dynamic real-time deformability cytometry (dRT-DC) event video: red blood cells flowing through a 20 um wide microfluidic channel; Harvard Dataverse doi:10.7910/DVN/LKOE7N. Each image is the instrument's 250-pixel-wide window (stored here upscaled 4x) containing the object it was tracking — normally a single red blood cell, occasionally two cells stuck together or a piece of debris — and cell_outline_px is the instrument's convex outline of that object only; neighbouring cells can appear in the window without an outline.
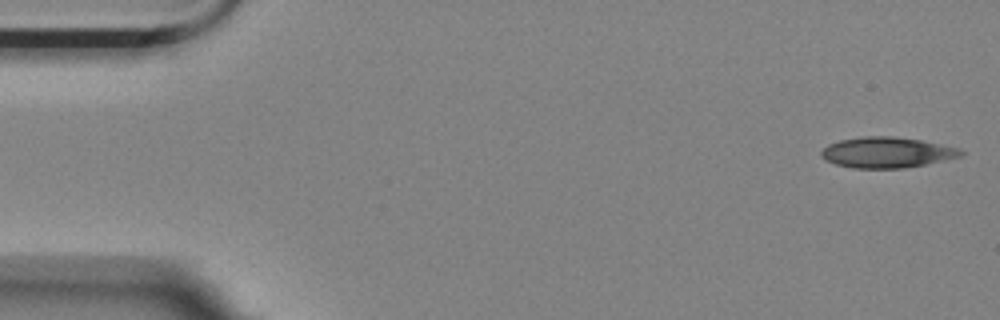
{"species": "Egyptian fruit bat (a non-hibernating species)", "species_latin": "Rousettus aegyptiacus", "temperature_condition": "room temperature", "stored_images_in_passage": 15, "camera_frame_rate_fps": 3000, "um_per_image_px": 0.085, "animal": {"sex": "female"}, "frame": {"image": 1, "passage_image": 1, "time_ms": 0.0, "image_size_px": [1000, 320], "cell_outline_px": [[964, 156], [904, 168], [852, 168], [836, 164], [824, 160], [820, 156], [820, 152], [828, 144], [840, 140], [864, 136], [892, 136], [920, 140], [960, 148], [964, 152]], "centroid_in_image_um": [75.37, 12.96], "position_along_channel_um": 9.6, "area_um2": 24.97}}
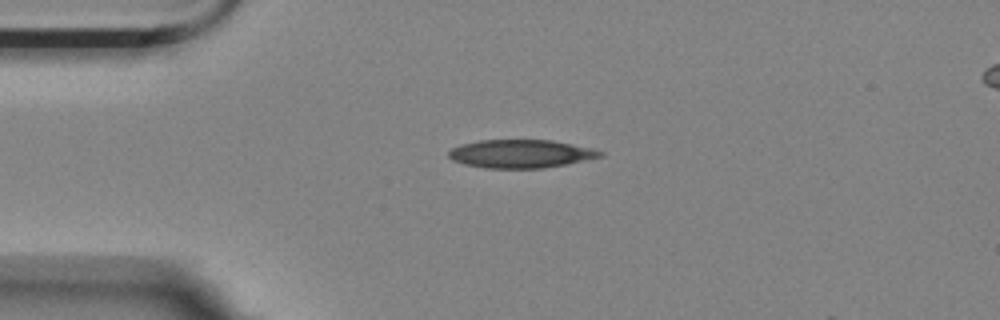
{"frame": {"image": 2, "passage_image": 12, "time_ms": 3.667, "image_size_px": [1000, 320], "cell_outline_px": [[604, 156], [544, 168], [484, 168], [464, 164], [452, 160], [448, 156], [448, 152], [452, 148], [460, 144], [480, 140], [552, 140], [592, 148], [604, 152]], "centroid_in_image_um": [44.24, 13.07], "position_along_channel_um": 40.8, "area_um2": 24.91}}